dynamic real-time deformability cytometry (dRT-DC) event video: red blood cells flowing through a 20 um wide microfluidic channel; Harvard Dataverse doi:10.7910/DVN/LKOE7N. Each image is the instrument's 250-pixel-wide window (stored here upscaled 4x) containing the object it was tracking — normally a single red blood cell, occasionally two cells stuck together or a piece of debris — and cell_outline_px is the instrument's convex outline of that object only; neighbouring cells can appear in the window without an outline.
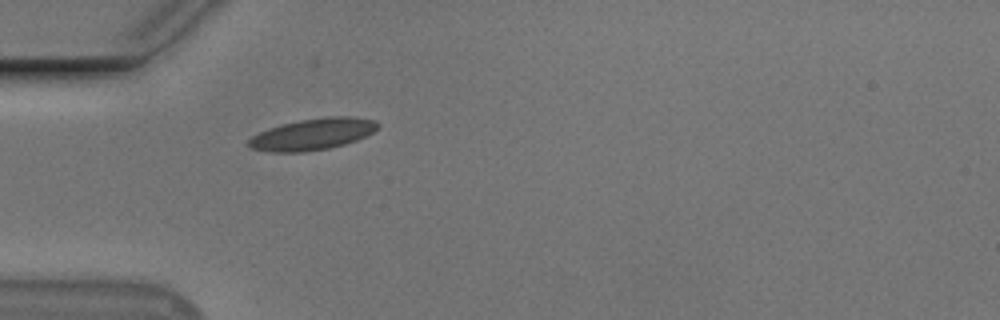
{"species": "Egyptian fruit bat (a non-hibernating species)", "species_latin": "Rousettus aegyptiacus", "temperature_condition": "cold", "stored_images_in_passage": 34, "camera_frame_rate_fps": 3000, "um_per_image_px": 0.085, "animal": {"sex": "male"}, "frame": {"image": 1, "passage_image": 1, "time_ms": 0.0, "image_size_px": [1000, 320], "cell_outline_px": [[380, 124], [372, 132], [356, 140], [344, 144], [328, 148], [304, 152], [272, 152], [252, 148], [248, 144], [248, 140], [252, 136], [260, 132], [284, 124], [300, 120], [328, 116], [348, 116], [376, 120]], "centroid_in_image_um": [26.6, 11.4], "position_along_channel_um": 58.4, "area_um2": 23.29}}
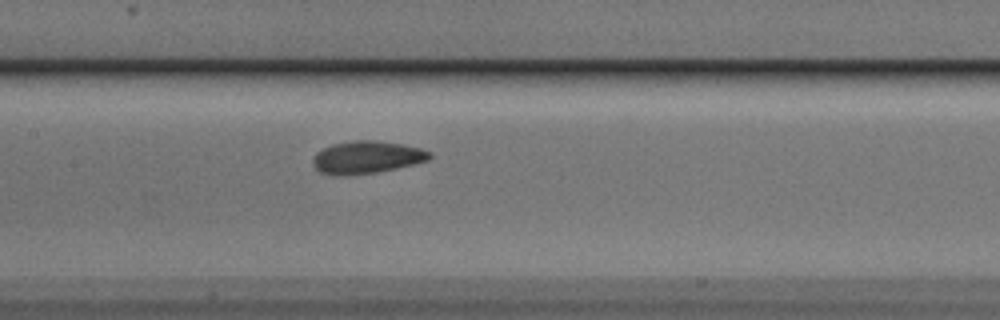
{"frame": {"image": 2, "passage_image": 11, "time_ms": 3.333, "image_size_px": [1000, 320], "cell_outline_px": [[432, 156], [428, 160], [396, 168], [376, 172], [344, 176], [340, 176], [320, 172], [312, 164], [312, 160], [316, 152], [332, 144], [352, 140], [372, 140], [400, 144], [420, 148], [432, 152]], "centroid_in_image_um": [31.14, 13.37], "position_along_channel_um": 176.3, "area_um2": 22.02}}
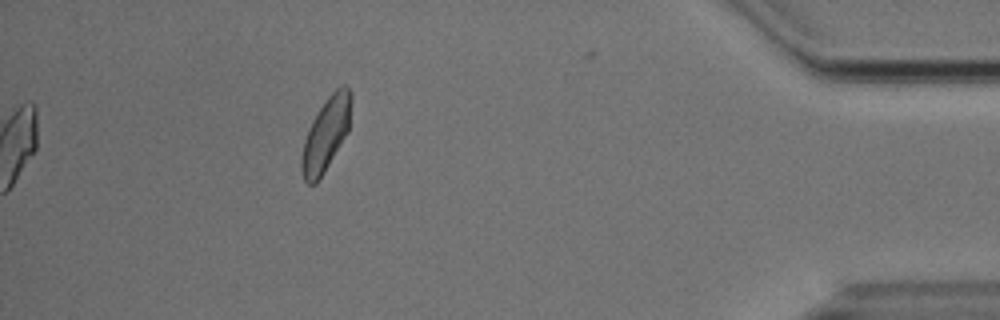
{"frame": {"image": 3, "passage_image": 34, "time_ms": 11.0, "image_size_px": [1000, 320], "cell_outline_px": [[352, 100], [348, 132], [324, 172], [316, 184], [308, 184], [304, 180], [300, 168], [300, 160], [304, 140], [312, 120], [324, 100], [340, 84], [344, 84], [352, 92]], "centroid_in_image_um": [27.71, 11.38], "position_along_channel_um": 407.5, "area_um2": 21.39}, "authors_computed_cell_mechanics": {"area_um2": 21.2126, "velocity_mm_per_s": 3.6933, "shape_relaxation_time_tau1_ms": 3.7133, "shape_relaxation_time_tau2_ms": 1.9668, "deformation_change_tau1": 0.1107, "deformation_change_tau2": 0.0581}}